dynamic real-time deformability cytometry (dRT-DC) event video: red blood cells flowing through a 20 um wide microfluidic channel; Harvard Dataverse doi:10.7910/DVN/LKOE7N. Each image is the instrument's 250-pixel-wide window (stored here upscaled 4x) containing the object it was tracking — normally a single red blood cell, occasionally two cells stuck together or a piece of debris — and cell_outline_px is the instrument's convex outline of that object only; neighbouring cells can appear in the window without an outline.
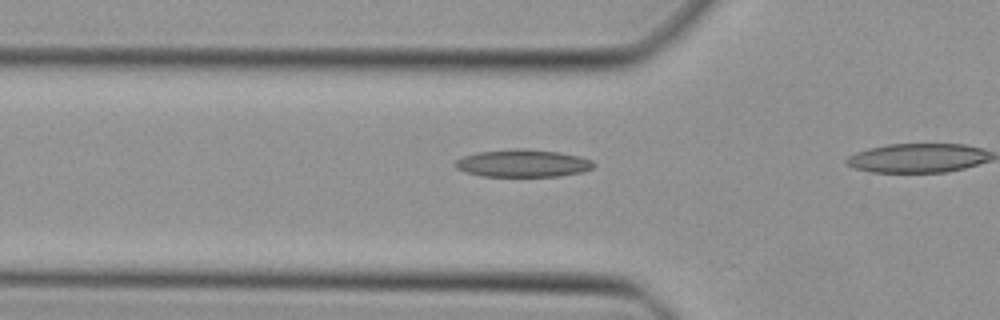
{"species": "Egyptian fruit bat (a non-hibernating species)", "species_latin": "Rousettus aegyptiacus", "temperature_condition": "cold", "stored_images_in_passage": 4, "camera_frame_rate_fps": 3000, "um_per_image_px": 0.085, "animal": {"sex": "female"}, "frame": {"image": 1, "passage_image": 2, "time_ms": 0.333, "image_size_px": [1000, 320], "cell_outline_px": [[596, 164], [592, 168], [580, 172], [560, 176], [484, 176], [468, 172], [456, 168], [456, 160], [464, 156], [476, 152], [516, 148], [524, 148], [560, 152], [580, 156], [592, 160]], "centroid_in_image_um": [44.48, 13.86], "position_along_channel_um": 81.3, "area_um2": 22.14}}